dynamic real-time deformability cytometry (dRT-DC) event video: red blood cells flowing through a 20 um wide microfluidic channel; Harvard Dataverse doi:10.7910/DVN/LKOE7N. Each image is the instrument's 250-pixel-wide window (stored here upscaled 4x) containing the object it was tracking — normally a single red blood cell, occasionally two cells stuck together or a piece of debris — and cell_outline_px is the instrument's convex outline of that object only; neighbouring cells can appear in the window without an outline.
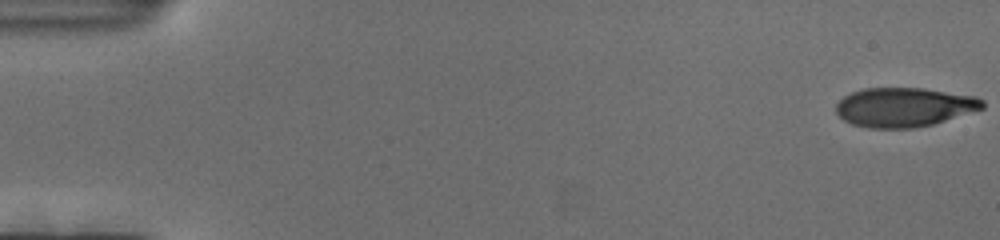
{"species": "human", "species_latin": "Homo sapiens", "temperature_condition": "cold", "stored_images_in_passage": 119, "camera_frame_rate_fps": 3000, "um_per_image_px": 0.085, "donor": {"sex": "female"}, "frame": {"image": 1, "passage_image": 1, "time_ms": 0.0, "image_size_px": [1000, 240], "cell_outline_px": [[984, 108], [932, 124], [916, 128], [868, 128], [852, 124], [844, 120], [836, 112], [836, 104], [844, 96], [852, 92], [864, 88], [924, 88], [976, 96], [984, 100]], "centroid_in_image_um": [76.85, 9.1], "position_along_channel_um": 8.2, "area_um2": 33.47}}
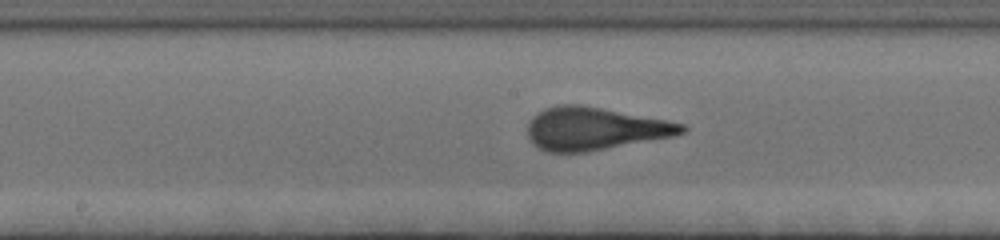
{"frame": {"image": 2, "passage_image": 62, "time_ms": 20.333, "image_size_px": [1000, 240], "cell_outline_px": [[688, 128], [684, 132], [676, 136], [588, 152], [548, 152], [532, 144], [528, 140], [528, 124], [532, 116], [544, 108], [560, 104], [580, 104], [668, 120], [684, 124]], "centroid_in_image_um": [50.55, 10.94], "position_along_channel_um": 197.6, "area_um2": 38.78}}
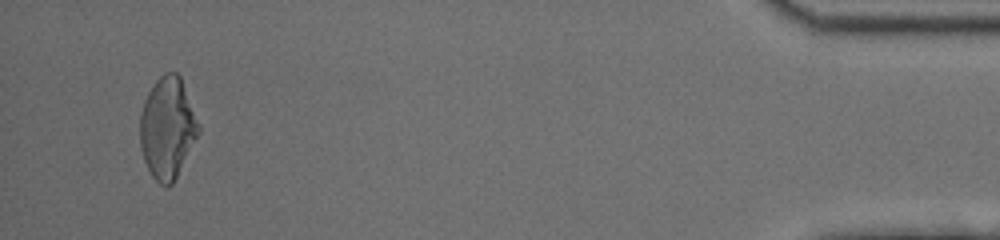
{"frame": {"image": 3, "passage_image": 114, "time_ms": 37.667, "image_size_px": [1000, 240], "cell_outline_px": [[200, 132], [172, 184], [164, 188], [152, 176], [144, 160], [140, 148], [140, 112], [144, 100], [148, 92], [156, 80], [164, 72], [176, 72], [180, 76], [200, 124]], "centroid_in_image_um": [14.23, 10.87], "position_along_channel_um": 421.0, "area_um2": 34.62}}